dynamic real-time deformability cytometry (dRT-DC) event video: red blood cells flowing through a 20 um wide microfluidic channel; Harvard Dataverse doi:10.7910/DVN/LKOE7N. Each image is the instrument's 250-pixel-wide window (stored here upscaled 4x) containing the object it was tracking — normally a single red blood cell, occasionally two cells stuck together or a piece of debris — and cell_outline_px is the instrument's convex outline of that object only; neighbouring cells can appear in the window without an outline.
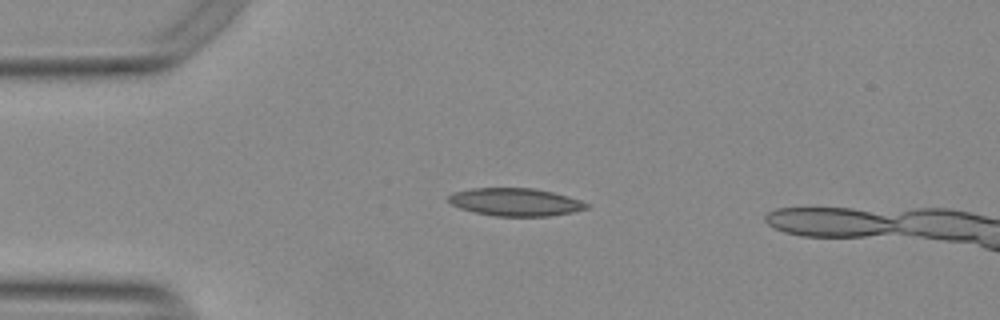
{"species": "Egyptian fruit bat (a non-hibernating species)", "species_latin": "Rousettus aegyptiacus", "temperature_condition": "warm", "stored_images_in_passage": 17, "camera_frame_rate_fps": 3000, "um_per_image_px": 0.085, "animal": {"sex": "female"}, "frame": {"image": 1, "passage_image": 12, "time_ms": 3.667, "image_size_px": [1000, 320], "cell_outline_px": [[588, 208], [572, 212], [548, 216], [496, 216], [476, 212], [460, 208], [452, 204], [448, 200], [448, 196], [452, 192], [472, 188], [532, 188], [552, 192], [568, 196], [580, 200], [588, 204]], "centroid_in_image_um": [43.79, 17.17], "position_along_channel_um": 41.2, "area_um2": 22.2}}